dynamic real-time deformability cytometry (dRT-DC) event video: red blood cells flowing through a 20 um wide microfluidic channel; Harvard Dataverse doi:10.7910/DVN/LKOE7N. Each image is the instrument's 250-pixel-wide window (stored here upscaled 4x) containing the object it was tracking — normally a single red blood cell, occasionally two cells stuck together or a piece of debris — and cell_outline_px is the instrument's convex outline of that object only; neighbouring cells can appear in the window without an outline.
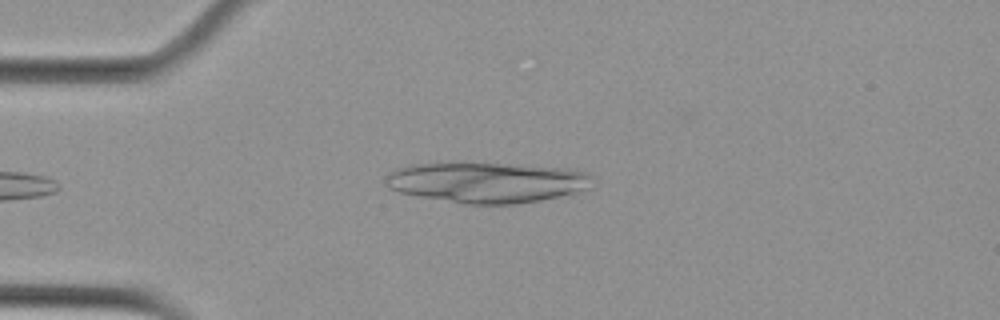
{"species": "Egyptian fruit bat (a non-hibernating species)", "species_latin": "Rousettus aegyptiacus", "temperature_condition": "cold", "stored_images_in_passage": 37, "camera_frame_rate_fps": 3000, "um_per_image_px": 0.085, "animal": {"sex": "female"}, "frame": {"image": 1, "passage_image": 1, "time_ms": 0.0, "image_size_px": [1000, 320], "cell_outline_px": [[596, 176], [588, 188], [576, 192], [540, 200], [516, 204], [464, 204], [420, 196], [400, 192], [388, 188], [384, 180], [388, 172], [396, 168], [412, 164], [460, 160], [564, 168], [588, 172]], "centroid_in_image_um": [41.34, 15.46], "position_along_channel_um": 43.7, "area_um2": 50.0}}